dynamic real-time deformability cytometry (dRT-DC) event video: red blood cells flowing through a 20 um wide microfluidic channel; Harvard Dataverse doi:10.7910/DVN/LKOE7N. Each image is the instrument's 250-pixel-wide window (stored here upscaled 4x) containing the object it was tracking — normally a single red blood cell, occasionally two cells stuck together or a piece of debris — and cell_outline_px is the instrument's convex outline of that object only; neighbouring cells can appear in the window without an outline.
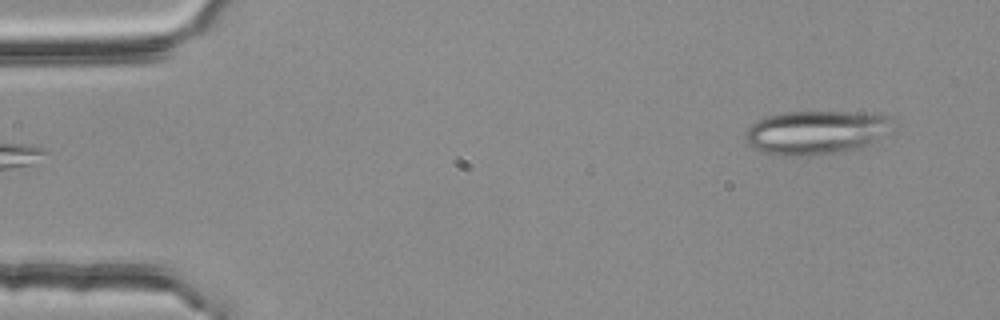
{"species": "common noctule bat (a hibernating species)", "species_latin": "Nyctalus noctula", "temperature_condition": "room temperature", "stored_images_in_passage": 50, "camera_frame_rate_fps": 3000, "um_per_image_px": 0.085, "animal": {"sex": "female", "body_mass_g": 25.1}, "frame": {"image": 1, "passage_image": 1, "time_ms": 0.0, "image_size_px": [1000, 320], "cell_outline_px": [[896, 116], [868, 144], [860, 148], [840, 152], [792, 156], [780, 156], [764, 152], [752, 148], [748, 144], [744, 136], [744, 132], [752, 124], [768, 116], [788, 112], [884, 112]], "centroid_in_image_um": [69.31, 11.23], "position_along_channel_um": 15.7, "area_um2": 37.11}}
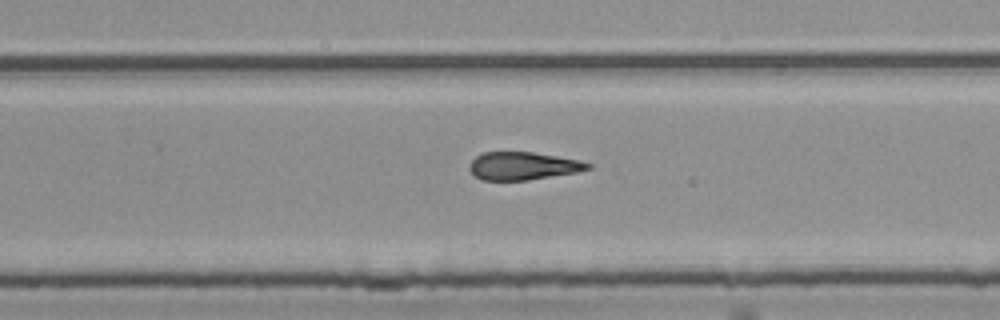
{"frame": {"image": 2, "passage_image": 31, "time_ms": 10.0, "image_size_px": [1000, 320], "cell_outline_px": [[592, 168], [576, 172], [528, 180], [484, 180], [476, 176], [468, 168], [472, 160], [476, 156], [484, 152], [532, 152], [580, 160], [592, 164]], "centroid_in_image_um": [44.47, 14.1], "position_along_channel_um": 285.3, "area_um2": 19.07}}
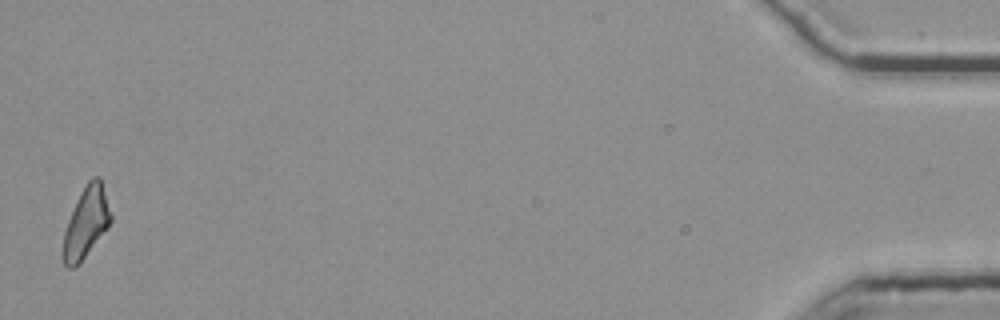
{"frame": {"image": 3, "passage_image": 50, "time_ms": 16.333, "image_size_px": [1000, 320], "cell_outline_px": [[112, 220], [108, 228], [84, 256], [72, 268], [68, 268], [64, 264], [60, 252], [64, 232], [68, 220], [80, 192], [88, 180], [92, 176], [100, 176], [112, 216]], "centroid_in_image_um": [7.3, 18.89], "position_along_channel_um": 427.9, "area_um2": 19.59}, "authors_computed_cell_mechanics": {"area_um2": 20.519, "velocity_mm_per_s": 3.7808, "shape_relaxation_time_tau1_ms": null, "shape_relaxation_time_tau2_ms": 2.9738, "deformation_change_tau1": null, "deformation_change_tau2": 0.1327}}